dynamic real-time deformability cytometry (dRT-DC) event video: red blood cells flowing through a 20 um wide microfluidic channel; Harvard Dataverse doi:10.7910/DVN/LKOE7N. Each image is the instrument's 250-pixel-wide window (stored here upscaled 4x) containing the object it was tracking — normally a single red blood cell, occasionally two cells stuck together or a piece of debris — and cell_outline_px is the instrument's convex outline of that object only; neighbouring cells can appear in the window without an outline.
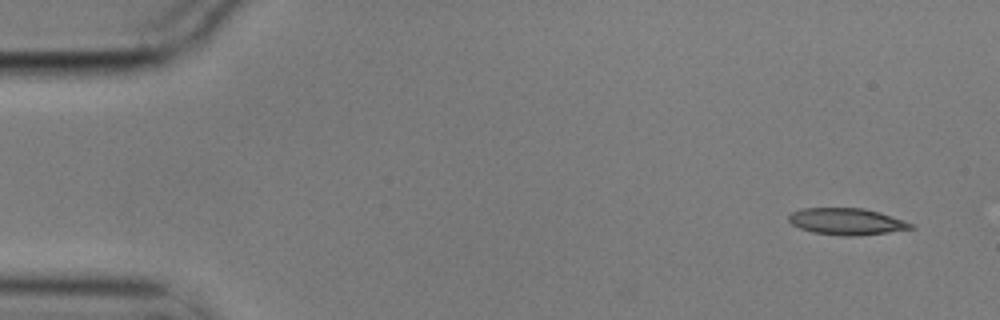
{"species": "common noctule bat (a hibernating species)", "species_latin": "Nyctalus noctula", "temperature_condition": "cold", "stored_images_in_passage": 3, "camera_frame_rate_fps": 3000, "um_per_image_px": 0.085, "animal": {"sex": "male", "body_mass_g": 17.9}, "frame": {"image": 1, "passage_image": 1, "time_ms": 0.0, "image_size_px": [1000, 320], "cell_outline_px": [[916, 228], [888, 232], [856, 236], [840, 236], [812, 232], [800, 228], [792, 224], [788, 220], [788, 216], [792, 212], [800, 208], [864, 208], [880, 212], [916, 224]], "centroid_in_image_um": [71.99, 18.83], "position_along_channel_um": 13.0, "area_um2": 19.19}}